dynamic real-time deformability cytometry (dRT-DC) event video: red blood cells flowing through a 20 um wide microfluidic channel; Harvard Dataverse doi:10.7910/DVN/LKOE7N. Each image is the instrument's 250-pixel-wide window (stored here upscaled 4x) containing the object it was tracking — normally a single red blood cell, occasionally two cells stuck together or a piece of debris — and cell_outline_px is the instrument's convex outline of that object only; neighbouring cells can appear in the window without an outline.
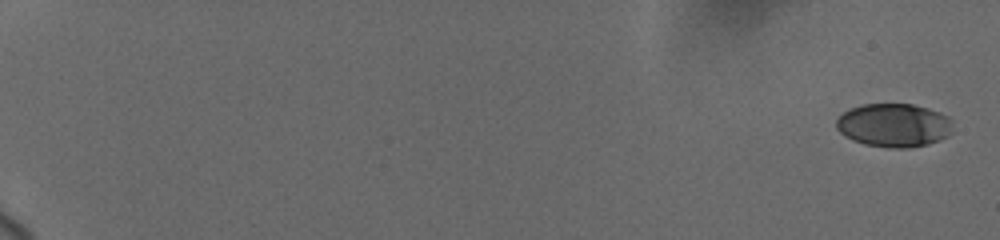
{"species": "human", "species_latin": "Homo sapiens", "temperature_condition": "cold", "stored_images_in_passage": 19, "camera_frame_rate_fps": 3000, "um_per_image_px": 0.085, "donor": {"sex": "female"}, "frame": {"image": 1, "passage_image": 1, "time_ms": 0.0, "image_size_px": [1000, 240], "cell_outline_px": [[952, 132], [948, 136], [940, 140], [928, 144], [908, 148], [888, 148], [864, 144], [852, 140], [844, 136], [836, 128], [836, 120], [844, 112], [860, 104], [912, 104], [928, 108], [940, 112], [948, 116], [952, 120]], "centroid_in_image_um": [76.0, 10.65], "position_along_channel_um": 9.0, "area_um2": 29.82}}
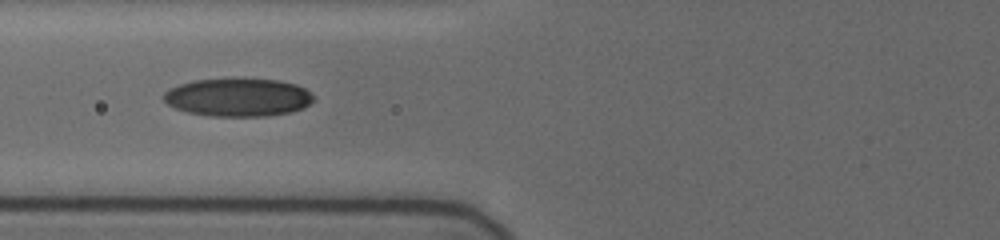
{"frame": {"image": 2, "passage_image": 14, "time_ms": 8.667, "image_size_px": [1000, 240], "cell_outline_px": [[316, 100], [304, 108], [292, 112], [268, 116], [208, 116], [188, 112], [176, 108], [168, 104], [164, 100], [164, 92], [168, 88], [192, 80], [236, 76], [280, 80], [296, 84], [304, 88]], "centroid_in_image_um": [20.24, 8.23], "position_along_channel_um": 105.6, "area_um2": 34.33}}
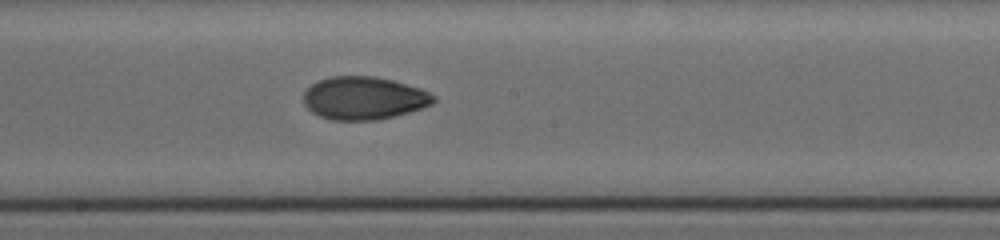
{"frame": {"image": 3, "passage_image": 19, "time_ms": 11.667, "image_size_px": [1000, 240], "cell_outline_px": [[436, 100], [432, 104], [408, 112], [376, 120], [332, 120], [320, 116], [312, 112], [304, 104], [304, 92], [312, 84], [320, 80], [332, 76], [376, 76], [392, 80], [420, 88], [436, 96]], "centroid_in_image_um": [30.93, 8.33], "position_along_channel_um": 217.3, "area_um2": 32.31}}